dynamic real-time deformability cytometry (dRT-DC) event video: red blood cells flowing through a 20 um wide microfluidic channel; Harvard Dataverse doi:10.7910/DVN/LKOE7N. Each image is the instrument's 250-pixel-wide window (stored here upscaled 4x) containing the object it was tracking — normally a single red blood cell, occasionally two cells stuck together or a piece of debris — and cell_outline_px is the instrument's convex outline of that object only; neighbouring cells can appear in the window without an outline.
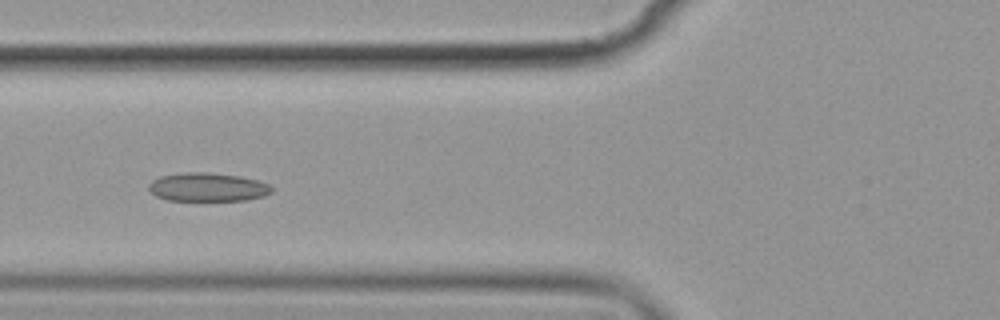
{"species": "common noctule bat (a hibernating species)", "species_latin": "Nyctalus noctula", "temperature_condition": "cold", "stored_images_in_passage": 14, "camera_frame_rate_fps": 3000, "um_per_image_px": 0.085, "animal": {"sex": "female", "body_mass_g": 19.9}, "frame": {"image": 1, "passage_image": 5, "time_ms": 5.667, "image_size_px": [1000, 320], "cell_outline_px": [[272, 192], [264, 196], [248, 200], [168, 200], [156, 196], [148, 192], [148, 184], [152, 180], [160, 176], [184, 172], [208, 172], [240, 176], [256, 180], [268, 184], [272, 188]], "centroid_in_image_um": [17.61, 15.9], "position_along_channel_um": 108.2, "area_um2": 20.58}}
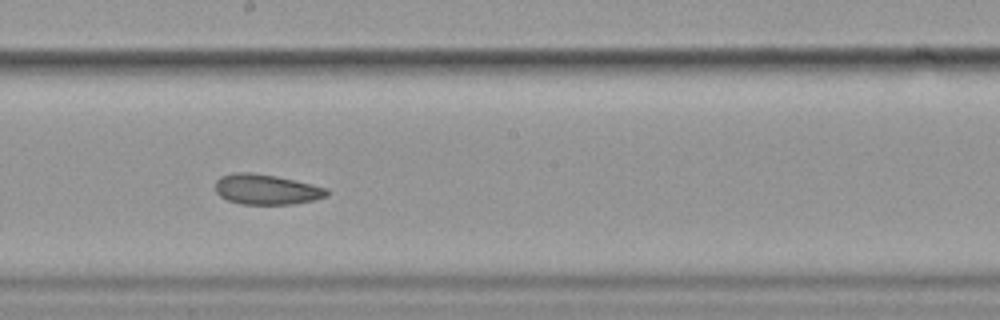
{"frame": {"image": 2, "passage_image": 8, "time_ms": 9.0, "image_size_px": [1000, 320], "cell_outline_px": [[328, 196], [312, 200], [292, 204], [240, 204], [228, 200], [220, 196], [216, 192], [216, 180], [220, 176], [232, 172], [252, 172], [276, 176], [296, 180], [328, 188]], "centroid_in_image_um": [22.63, 16.09], "position_along_channel_um": 225.6, "area_um2": 19.77}}
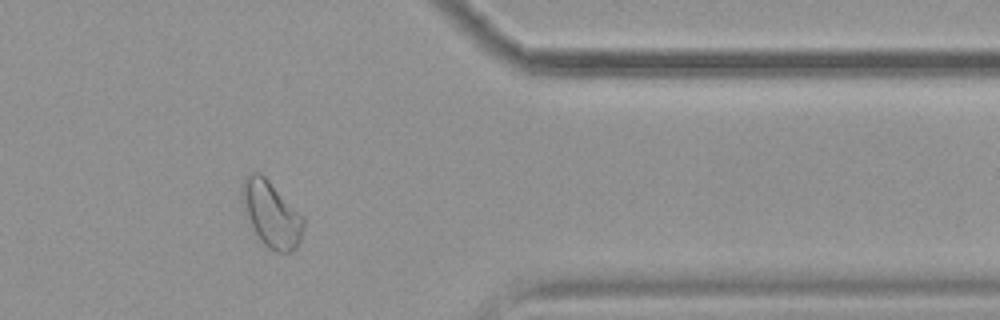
{"frame": {"image": 3, "passage_image": 12, "time_ms": 14.0, "image_size_px": [1000, 320], "cell_outline_px": [[304, 228], [300, 240], [296, 248], [288, 252], [276, 252], [268, 248], [260, 240], [244, 212], [240, 196], [240, 188], [244, 176], [252, 172], [260, 172], [304, 216]], "centroid_in_image_um": [23.04, 18.17], "position_along_channel_um": 388.4, "area_um2": 23.76}, "authors_computed_cell_mechanics": {"area_um2": 21.7039, "velocity_mm_per_s": 3.5275, "shape_relaxation_time_tau1_ms": 5.5669, "shape_relaxation_time_tau2_ms": 6.5966, "deformation_change_tau1": 0.0984, "deformation_change_tau2": 0.1058}}